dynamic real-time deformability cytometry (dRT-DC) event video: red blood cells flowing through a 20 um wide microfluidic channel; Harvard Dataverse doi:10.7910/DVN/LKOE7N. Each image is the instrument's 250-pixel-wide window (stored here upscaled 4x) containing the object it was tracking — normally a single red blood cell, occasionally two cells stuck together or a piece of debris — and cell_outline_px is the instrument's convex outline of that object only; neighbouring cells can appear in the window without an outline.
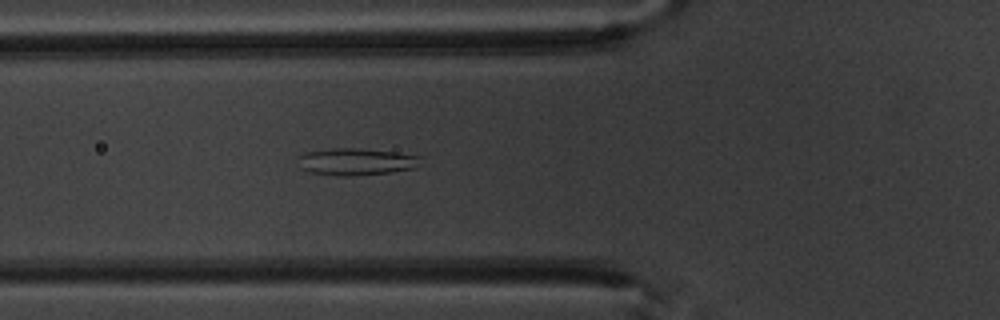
{"species": "common noctule bat (a hibernating species)", "species_latin": "Nyctalus noctula", "temperature_condition": "warm", "stored_images_in_passage": 5, "camera_frame_rate_fps": 3000, "um_per_image_px": 0.085, "animal": {"sex": "male", "body_mass_g": 20.1, "forearm_length_mm": 53.5}, "frame": {"image": 1, "passage_image": 5, "time_ms": 4.333, "image_size_px": [1000, 320], "cell_outline_px": [[420, 156], [416, 168], [392, 172], [352, 176], [336, 176], [312, 172], [300, 168], [296, 156], [304, 152], [332, 148], [360, 148], [396, 152]], "centroid_in_image_um": [30.22, 13.74], "position_along_channel_um": 95.6, "area_um2": 19.48}}